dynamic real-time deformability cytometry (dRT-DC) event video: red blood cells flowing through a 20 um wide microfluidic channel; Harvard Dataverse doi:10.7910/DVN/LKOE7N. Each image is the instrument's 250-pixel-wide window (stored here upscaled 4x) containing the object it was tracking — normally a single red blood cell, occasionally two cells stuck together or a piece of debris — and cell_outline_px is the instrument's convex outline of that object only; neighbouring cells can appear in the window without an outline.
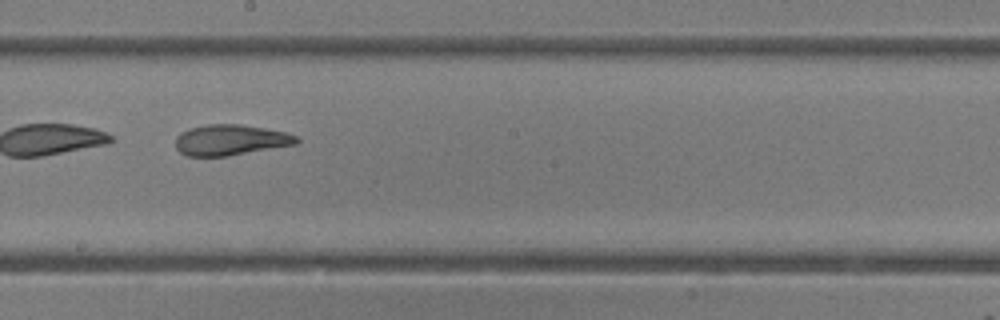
{"species": "common noctule bat (a hibernating species)", "species_latin": "Nyctalus noctula", "temperature_condition": "room temperature", "stored_images_in_passage": 47, "camera_frame_rate_fps": 3000, "um_per_image_px": 0.085, "animal": {"sex": "female"}, "frame": {"image": 1, "passage_image": 27, "time_ms": 8.667, "image_size_px": [1000, 320], "cell_outline_px": [[300, 140], [296, 144], [228, 156], [188, 156], [180, 152], [176, 148], [176, 136], [180, 132], [188, 128], [208, 124], [240, 124], [264, 128], [284, 132], [296, 136]], "centroid_in_image_um": [19.56, 11.89], "position_along_channel_um": 228.6, "area_um2": 21.62}, "authors_computed_cell_mechanics": {"area_um2": 24.9696, "velocity_mm_per_s": 4.2171, "shape_relaxation_time_tau1_ms": 8.4802, "shape_relaxation_time_tau2_ms": 1.5452, "deformation_change_tau1": 0.2358, "deformation_change_tau2": 0.0923}}